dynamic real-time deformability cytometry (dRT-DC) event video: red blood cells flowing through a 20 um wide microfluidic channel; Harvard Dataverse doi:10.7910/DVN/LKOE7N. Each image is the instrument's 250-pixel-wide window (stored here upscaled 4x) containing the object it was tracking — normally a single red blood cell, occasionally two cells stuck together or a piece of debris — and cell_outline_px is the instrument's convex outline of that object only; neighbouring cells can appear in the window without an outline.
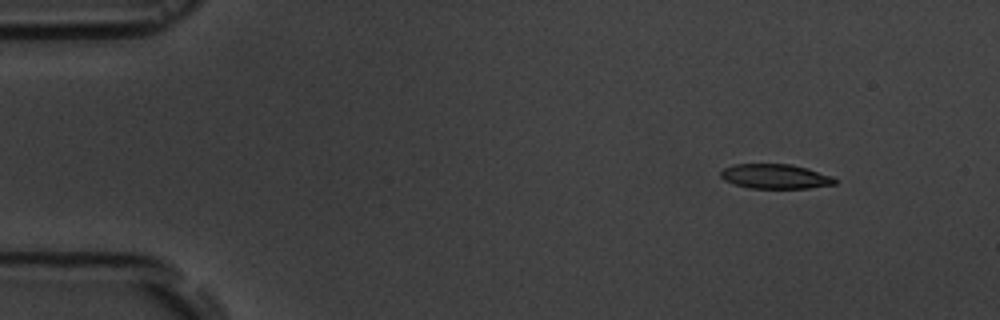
{"species": "common noctule bat (a hibernating species)", "species_latin": "Nyctalus noctula", "temperature_condition": "room temperature", "stored_images_in_passage": 4, "camera_frame_rate_fps": 3000, "um_per_image_px": 0.085, "animal": {"sex": "male", "body_mass_g": 19.5, "forearm_length_mm": 54.6}, "frame": {"image": 1, "passage_image": 1, "time_ms": 0.0, "image_size_px": [1000, 320], "cell_outline_px": [[836, 184], [808, 188], [748, 188], [732, 184], [724, 180], [720, 176], [720, 172], [724, 168], [732, 164], [792, 164], [808, 168], [832, 176], [836, 180]], "centroid_in_image_um": [65.87, 14.99], "position_along_channel_um": 19.1, "area_um2": 16.53}}
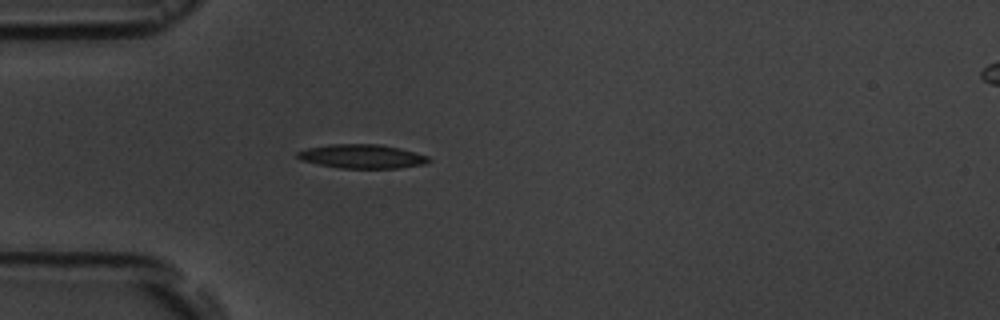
{"frame": {"image": 2, "passage_image": 4, "time_ms": 3.333, "image_size_px": [1000, 320], "cell_outline_px": [[432, 160], [424, 164], [396, 168], [340, 168], [300, 160], [296, 156], [296, 152], [308, 148], [328, 144], [380, 144], [400, 148], [428, 156]], "centroid_in_image_um": [30.76, 13.28], "position_along_channel_um": 54.2, "area_um2": 18.26}}